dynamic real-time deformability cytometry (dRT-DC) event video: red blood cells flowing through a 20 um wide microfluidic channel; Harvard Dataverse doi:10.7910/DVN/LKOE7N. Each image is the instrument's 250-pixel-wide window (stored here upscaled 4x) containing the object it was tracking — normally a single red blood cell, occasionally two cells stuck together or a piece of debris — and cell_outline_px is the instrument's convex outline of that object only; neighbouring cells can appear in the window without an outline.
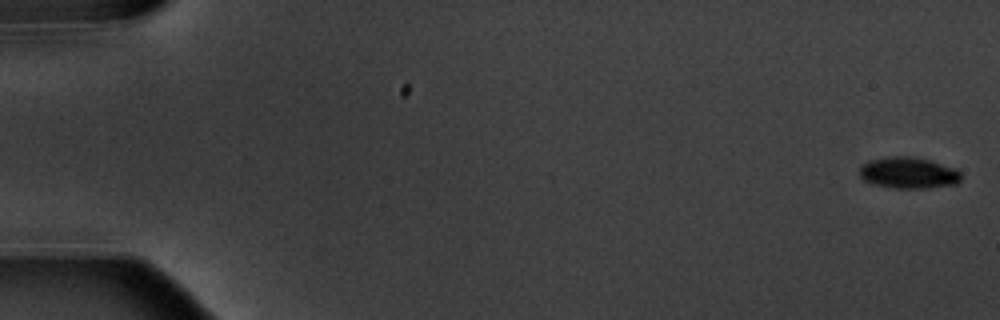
{"species": "common noctule bat (a hibernating species)", "species_latin": "Nyctalus noctula", "temperature_condition": "warm", "stored_images_in_passage": 7, "camera_frame_rate_fps": 3000, "um_per_image_px": 0.085, "animal": {"sex": "male", "body_mass_g": 20.1, "forearm_length_mm": 53.5}, "frame": {"image": 1, "passage_image": 1, "time_ms": 0.0, "image_size_px": [1000, 320], "cell_outline_px": [[960, 180], [956, 184], [924, 188], [896, 188], [876, 184], [864, 180], [860, 176], [860, 168], [868, 160], [892, 156], [912, 156], [928, 160], [956, 168], [960, 172]], "centroid_in_image_um": [77.23, 14.68], "position_along_channel_um": 7.8, "area_um2": 18.32}}
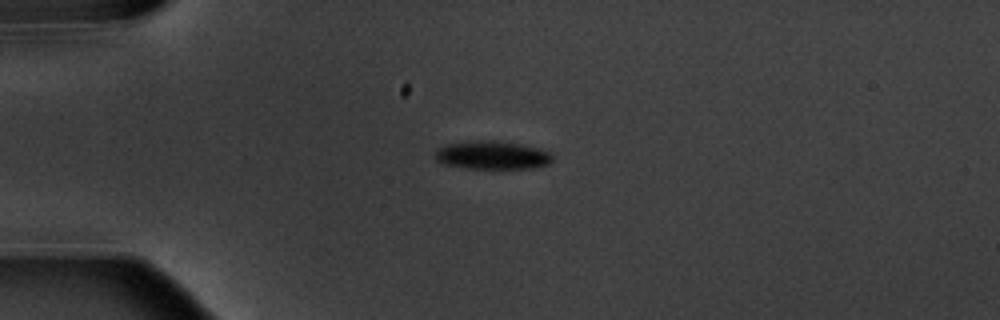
{"frame": {"image": 2, "passage_image": 5, "time_ms": 4.667, "image_size_px": [1000, 320], "cell_outline_px": [[556, 160], [552, 164], [532, 168], [468, 168], [444, 164], [436, 160], [436, 152], [440, 148], [448, 144], [476, 140], [500, 140], [524, 144], [548, 152], [556, 156]], "centroid_in_image_um": [41.94, 13.18], "position_along_channel_um": 43.1, "area_um2": 19.54}}